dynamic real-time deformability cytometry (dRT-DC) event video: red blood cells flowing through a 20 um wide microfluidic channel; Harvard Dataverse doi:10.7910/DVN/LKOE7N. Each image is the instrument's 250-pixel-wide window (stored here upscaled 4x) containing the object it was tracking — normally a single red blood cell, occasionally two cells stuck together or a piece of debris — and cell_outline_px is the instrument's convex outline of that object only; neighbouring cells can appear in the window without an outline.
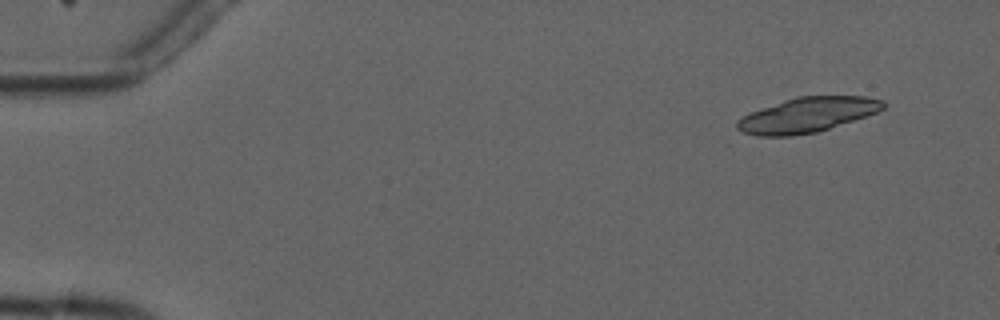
{"species": "common noctule bat (a hibernating species)", "species_latin": "Nyctalus noctula", "temperature_condition": "cold", "stored_images_in_passage": 5, "camera_frame_rate_fps": 3000, "um_per_image_px": 0.085, "animal": {"sex": "male", "forearm_length_mm": 52.5}, "frame": {"image": 1, "passage_image": 2, "time_ms": 1.0, "image_size_px": [1000, 320], "cell_outline_px": [[888, 104], [884, 108], [876, 112], [816, 132], [792, 136], [756, 136], [744, 132], [736, 128], [736, 120], [752, 112], [784, 100], [796, 96], [864, 96], [884, 100]], "centroid_in_image_um": [68.62, 9.76], "position_along_channel_um": 16.4, "area_um2": 29.36}}